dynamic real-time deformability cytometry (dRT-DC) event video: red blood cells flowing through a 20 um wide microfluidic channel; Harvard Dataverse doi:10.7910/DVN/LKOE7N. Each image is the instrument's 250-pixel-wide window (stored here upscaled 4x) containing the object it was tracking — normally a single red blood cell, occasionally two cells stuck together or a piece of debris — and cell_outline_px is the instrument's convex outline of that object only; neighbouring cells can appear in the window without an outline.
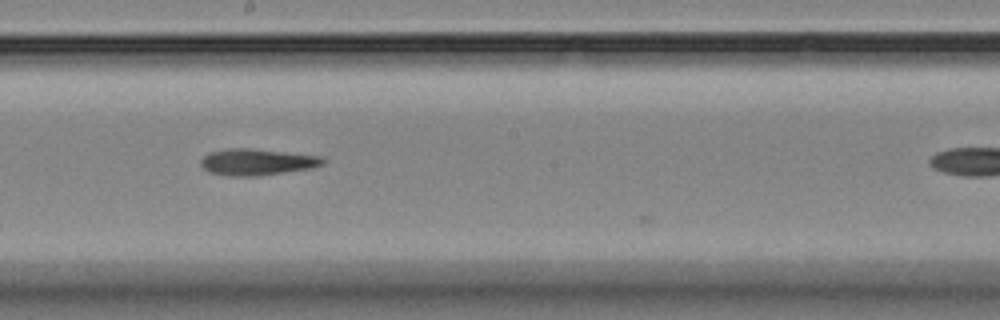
{"species": "Egyptian fruit bat (a non-hibernating species)", "species_latin": "Rousettus aegyptiacus", "temperature_condition": "room temperature", "stored_images_in_passage": 13, "camera_frame_rate_fps": 3000, "um_per_image_px": 0.085, "animal": {"sex": "female"}, "frame": {"image": 1, "passage_image": 6, "time_ms": 5.667, "image_size_px": [1000, 320], "cell_outline_px": [[324, 164], [312, 168], [256, 176], [228, 176], [208, 172], [200, 164], [200, 160], [208, 152], [228, 148], [252, 148], [320, 156], [324, 160]], "centroid_in_image_um": [21.8, 13.76], "position_along_channel_um": 226.4, "area_um2": 18.84}}
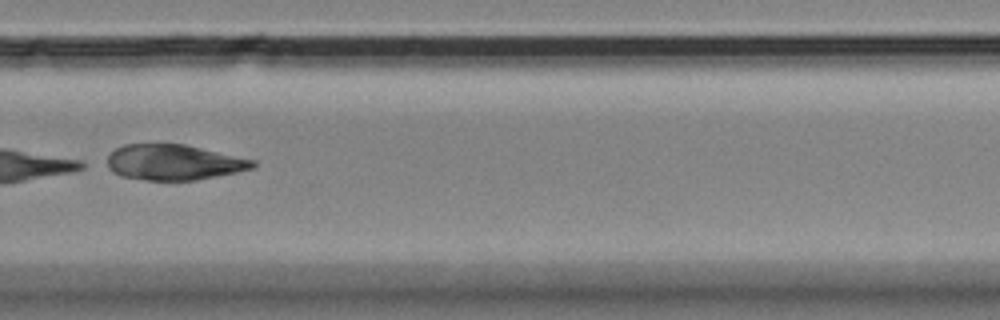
{"frame": {"image": 2, "passage_image": 10, "time_ms": 10.333, "image_size_px": [1000, 320], "cell_outline_px": [[256, 164], [252, 168], [236, 172], [196, 180], [144, 180], [120, 176], [112, 172], [100, 164], [116, 148], [124, 144], [184, 144], [256, 160]], "centroid_in_image_um": [14.68, 13.8], "position_along_channel_um": 315.1, "area_um2": 30.46}, "authors_computed_cell_mechanics": {"area_um2": 20.6924, "velocity_mm_per_s": 3.5386, "shape_relaxation_time_tau1_ms": null, "shape_relaxation_time_tau2_ms": 6.6442, "deformation_change_tau1": null, "deformation_change_tau2": 0.1312}}